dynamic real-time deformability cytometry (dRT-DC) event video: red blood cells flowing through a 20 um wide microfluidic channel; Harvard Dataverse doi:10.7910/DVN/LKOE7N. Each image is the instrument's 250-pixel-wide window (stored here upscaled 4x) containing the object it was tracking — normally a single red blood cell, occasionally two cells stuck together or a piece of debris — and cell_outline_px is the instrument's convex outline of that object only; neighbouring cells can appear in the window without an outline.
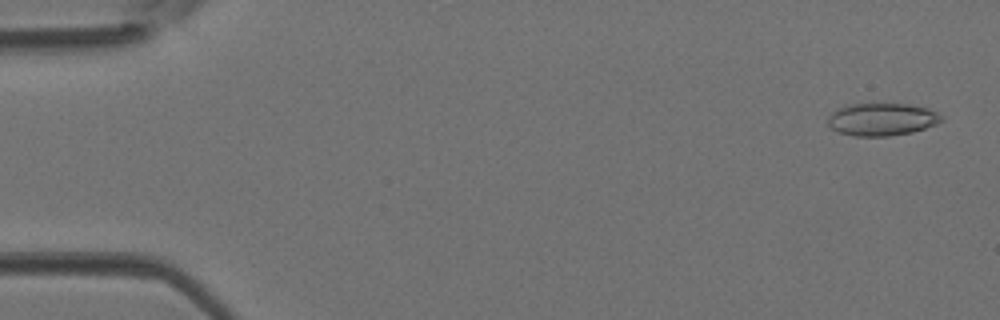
{"species": "Egyptian fruit bat (a non-hibernating species)", "species_latin": "Rousettus aegyptiacus", "temperature_condition": "room temperature", "stored_images_in_passage": 38, "camera_frame_rate_fps": 3000, "um_per_image_px": 0.085, "animal": {"sex": "female"}, "frame": {"image": 1, "passage_image": 2, "time_ms": 0.333, "image_size_px": [1000, 320], "cell_outline_px": [[944, 120], [936, 124], [912, 132], [888, 136], [856, 136], [840, 132], [832, 128], [828, 124], [828, 116], [832, 112], [844, 104], [908, 104], [928, 108], [944, 116]], "centroid_in_image_um": [74.97, 10.13], "position_along_channel_um": 10.0, "area_um2": 21.56}}
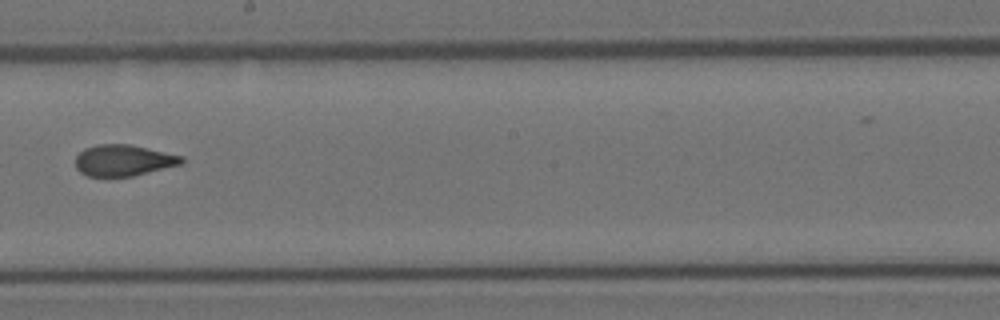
{"frame": {"image": 2, "passage_image": 25, "time_ms": 8.0, "image_size_px": [1000, 320], "cell_outline_px": [[184, 164], [132, 176], [88, 176], [80, 172], [76, 168], [76, 156], [84, 148], [96, 144], [128, 144], [184, 156]], "centroid_in_image_um": [10.51, 13.63], "position_along_channel_um": 237.7, "area_um2": 19.36}}
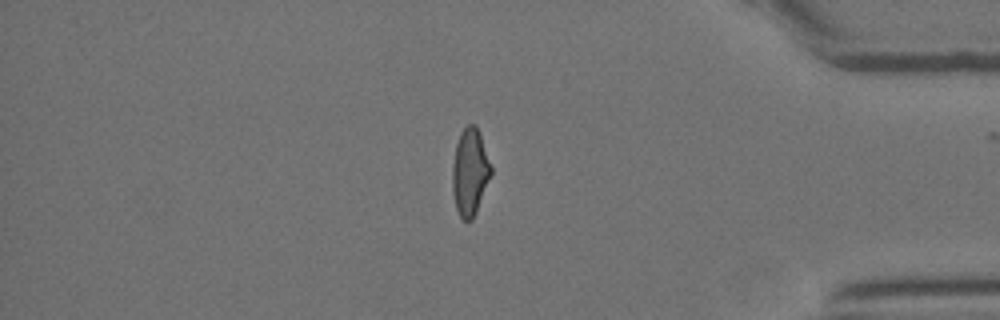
{"frame": {"image": 3, "passage_image": 37, "time_ms": 12.0, "image_size_px": [1000, 320], "cell_outline_px": [[492, 172], [476, 212], [472, 220], [464, 220], [460, 216], [456, 208], [452, 192], [452, 164], [456, 144], [460, 132], [468, 124], [476, 124], [492, 168]], "centroid_in_image_um": [39.93, 14.61], "position_along_channel_um": 395.3, "area_um2": 19.48}}